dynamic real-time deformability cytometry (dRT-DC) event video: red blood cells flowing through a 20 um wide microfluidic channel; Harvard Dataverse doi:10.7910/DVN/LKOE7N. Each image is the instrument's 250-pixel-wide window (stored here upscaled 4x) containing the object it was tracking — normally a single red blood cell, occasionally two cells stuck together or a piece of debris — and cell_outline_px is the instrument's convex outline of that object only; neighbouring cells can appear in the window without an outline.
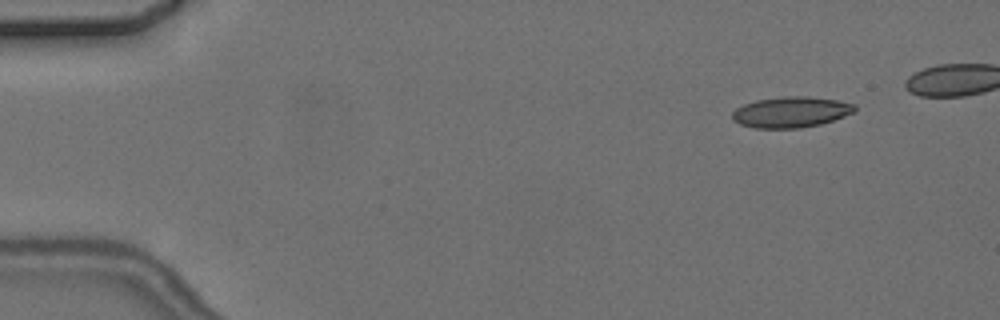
{"species": "common noctule bat (a hibernating species)", "species_latin": "Nyctalus noctula", "temperature_condition": "cold", "stored_images_in_passage": 5, "camera_frame_rate_fps": 3000, "um_per_image_px": 0.085, "animal": {"sex": "female", "body_mass_g": 24.6, "forearm_length_mm": 56.2}, "frame": {"image": 1, "passage_image": 1, "time_ms": 0.0, "image_size_px": [1000, 320], "cell_outline_px": [[856, 112], [820, 124], [800, 128], [756, 128], [740, 124], [732, 120], [732, 112], [736, 108], [744, 104], [756, 100], [784, 96], [804, 96], [836, 100], [856, 104]], "centroid_in_image_um": [67.23, 9.53], "position_along_channel_um": 17.8, "area_um2": 21.96}}